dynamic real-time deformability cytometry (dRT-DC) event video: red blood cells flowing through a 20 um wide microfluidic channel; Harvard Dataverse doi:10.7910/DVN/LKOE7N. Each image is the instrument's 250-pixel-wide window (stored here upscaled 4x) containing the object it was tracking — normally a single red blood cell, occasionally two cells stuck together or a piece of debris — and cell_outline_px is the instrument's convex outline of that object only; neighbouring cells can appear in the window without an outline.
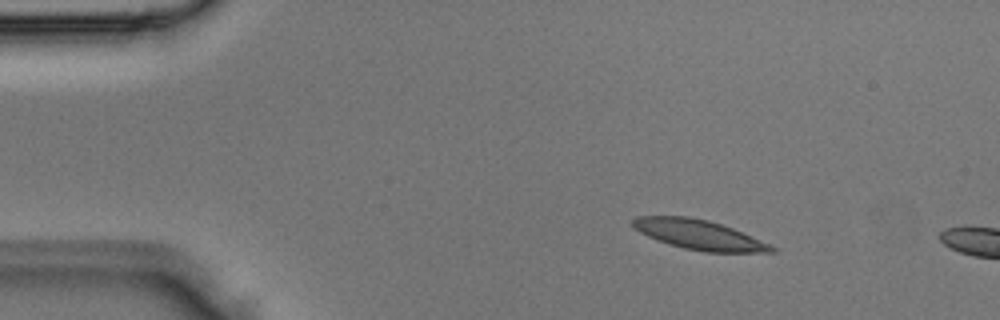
{"species": "Egyptian fruit bat (a non-hibernating species)", "species_latin": "Rousettus aegyptiacus", "temperature_condition": "room temperature", "stored_images_in_passage": 2, "camera_frame_rate_fps": 3000, "um_per_image_px": 0.085, "animal": {"sex": "male"}, "frame": {"image": 1, "passage_image": 1, "time_ms": 0.0, "image_size_px": [1000, 320], "cell_outline_px": [[776, 252], [704, 252], [684, 248], [668, 244], [648, 236], [632, 228], [632, 220], [636, 216], [688, 216], [708, 220], [732, 228], [768, 244], [776, 248]], "centroid_in_image_um": [59.36, 19.94], "position_along_channel_um": 25.6, "area_um2": 23.76}}